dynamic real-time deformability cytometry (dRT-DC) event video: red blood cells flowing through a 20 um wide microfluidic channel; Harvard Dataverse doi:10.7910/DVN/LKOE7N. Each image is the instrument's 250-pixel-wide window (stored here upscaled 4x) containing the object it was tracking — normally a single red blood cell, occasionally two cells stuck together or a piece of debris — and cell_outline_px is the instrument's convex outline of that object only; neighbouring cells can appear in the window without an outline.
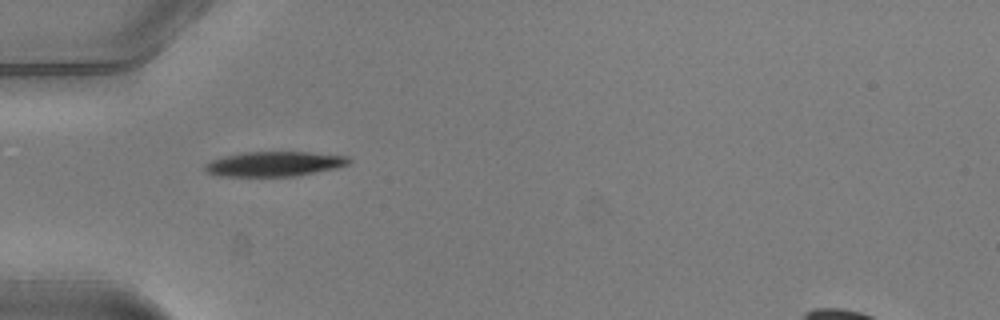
{"species": "common noctule bat (a hibernating species)", "species_latin": "Nyctalus noctula", "temperature_condition": "warm", "stored_images_in_passage": 4, "camera_frame_rate_fps": 3000, "um_per_image_px": 0.085, "animal": {"sex": "male", "body_mass_g": 20.5, "forearm_length_mm": 52.5}, "frame": {"image": 1, "passage_image": 1, "time_ms": 0.0, "image_size_px": [1000, 320], "cell_outline_px": [[352, 160], [348, 164], [336, 168], [296, 176], [220, 176], [208, 172], [204, 168], [204, 164], [212, 160], [224, 156], [248, 152], [308, 152], [348, 156]], "centroid_in_image_um": [23.34, 13.93], "position_along_channel_um": 61.7, "area_um2": 20.69}}
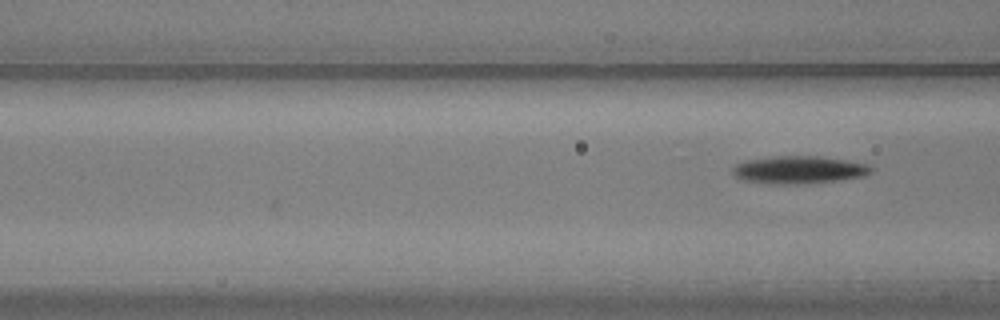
{"frame": {"image": 2, "passage_image": 4, "time_ms": 1.0, "image_size_px": [1000, 320], "cell_outline_px": [[872, 172], [864, 176], [836, 180], [788, 184], [744, 180], [736, 176], [732, 172], [732, 168], [736, 164], [744, 160], [776, 156], [820, 156], [868, 164], [872, 168]], "centroid_in_image_um": [67.91, 14.41], "position_along_channel_um": 98.7, "area_um2": 21.79}}